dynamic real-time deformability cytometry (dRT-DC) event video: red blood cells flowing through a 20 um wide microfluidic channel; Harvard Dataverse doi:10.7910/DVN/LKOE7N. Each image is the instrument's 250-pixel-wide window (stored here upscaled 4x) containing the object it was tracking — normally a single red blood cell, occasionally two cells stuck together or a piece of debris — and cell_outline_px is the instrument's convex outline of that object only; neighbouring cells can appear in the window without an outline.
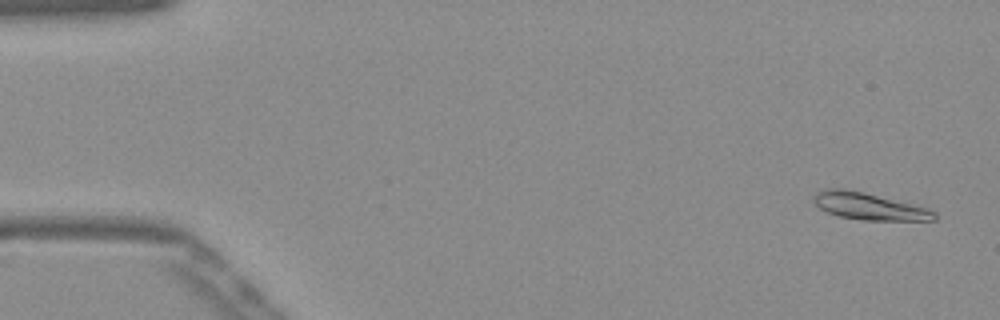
{"species": "Egyptian fruit bat (a non-hibernating species)", "species_latin": "Rousettus aegyptiacus", "temperature_condition": "warm", "stored_images_in_passage": 51, "camera_frame_rate_fps": 3000, "um_per_image_px": 0.085, "frame": {"image": 1, "passage_image": 1, "time_ms": 0.0, "image_size_px": [1000, 320], "cell_outline_px": [[936, 220], [860, 220], [840, 216], [828, 212], [820, 208], [812, 200], [812, 196], [816, 192], [824, 188], [844, 188], [864, 192], [928, 208], [936, 212]], "centroid_in_image_um": [73.83, 17.52], "position_along_channel_um": 11.2, "area_um2": 18.96}}
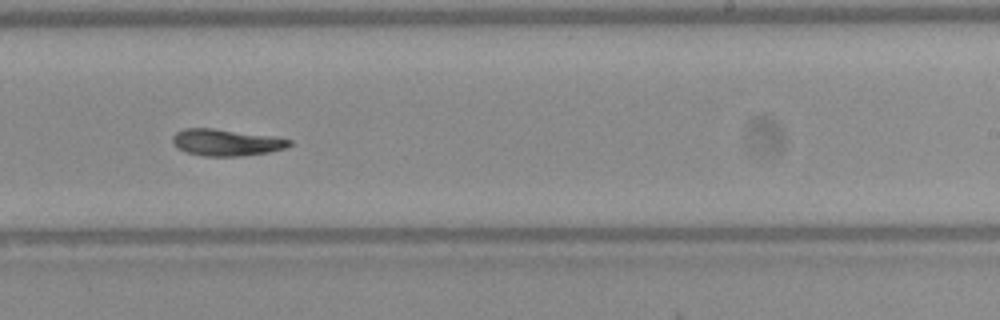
{"frame": {"image": 2, "passage_image": 31, "time_ms": 10.0, "image_size_px": [1000, 320], "cell_outline_px": [[292, 144], [288, 148], [268, 152], [244, 156], [204, 156], [184, 152], [176, 148], [172, 144], [172, 136], [176, 132], [184, 128], [212, 128], [272, 136], [292, 140]], "centroid_in_image_um": [19.2, 12.11], "position_along_channel_um": 269.8, "area_um2": 18.38}}
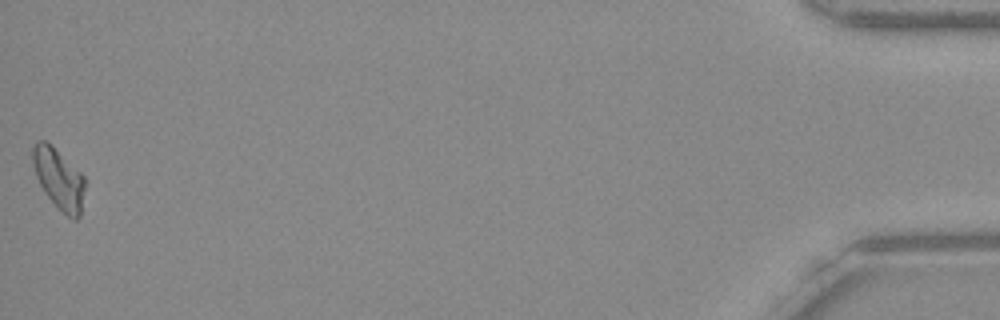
{"frame": {"image": 3, "passage_image": 51, "time_ms": 16.667, "image_size_px": [1000, 320], "cell_outline_px": [[84, 188], [80, 216], [76, 220], [68, 216], [44, 192], [36, 176], [32, 160], [32, 148], [36, 140], [44, 140], [80, 172], [84, 176]], "centroid_in_image_um": [4.98, 15.19], "position_along_channel_um": 430.2, "area_um2": 17.74}, "authors_computed_cell_mechanics": {"area_um2": 18.207, "velocity_mm_per_s": 3.8728, "shape_relaxation_time_tau1_ms": 8.4918, "shape_relaxation_time_tau2_ms": null, "deformation_change_tau1": 0.2305, "deformation_change_tau2": null}}